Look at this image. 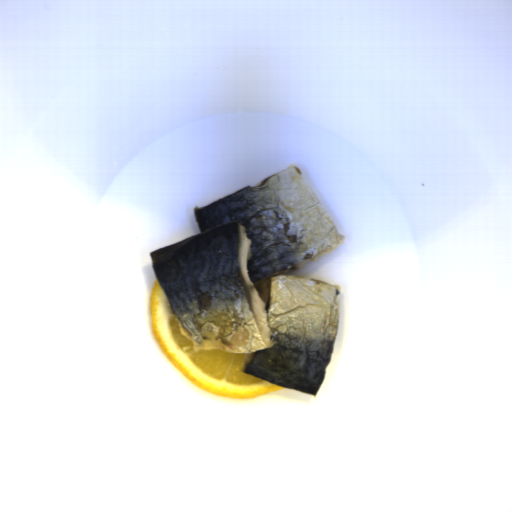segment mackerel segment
Wrapping results in <instances>:
<instances>
[{
	"instance_id": "1",
	"label": "mackerel segment",
	"mask_w": 512,
	"mask_h": 512,
	"mask_svg": "<svg viewBox=\"0 0 512 512\" xmlns=\"http://www.w3.org/2000/svg\"><path fill=\"white\" fill-rule=\"evenodd\" d=\"M200 234L149 252L195 351L246 354L241 370L315 395L336 345L343 291L285 275L345 241L293 163L193 207Z\"/></svg>"
}]
</instances>
